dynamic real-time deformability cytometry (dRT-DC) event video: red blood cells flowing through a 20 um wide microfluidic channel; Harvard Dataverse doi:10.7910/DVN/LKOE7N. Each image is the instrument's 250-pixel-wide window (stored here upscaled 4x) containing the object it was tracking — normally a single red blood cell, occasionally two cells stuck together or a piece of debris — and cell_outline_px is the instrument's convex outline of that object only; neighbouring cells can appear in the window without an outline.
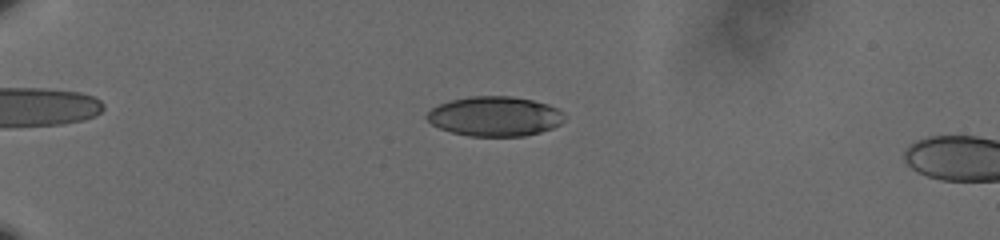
{"species": "human", "species_latin": "Homo sapiens", "temperature_condition": "cold", "stored_images_in_passage": 60, "camera_frame_rate_fps": 3000, "um_per_image_px": 0.085, "donor": {"sex": "male"}, "frame": {"image": 1, "passage_image": 17, "time_ms": 5.333, "image_size_px": [1000, 240], "cell_outline_px": [[564, 120], [560, 124], [552, 128], [540, 132], [524, 136], [468, 136], [452, 132], [440, 128], [432, 124], [424, 116], [432, 108], [440, 104], [452, 100], [472, 96], [512, 96], [532, 100], [548, 104], [556, 108], [560, 112]], "centroid_in_image_um": [42.04, 9.89], "position_along_channel_um": 43.0, "area_um2": 31.62}}
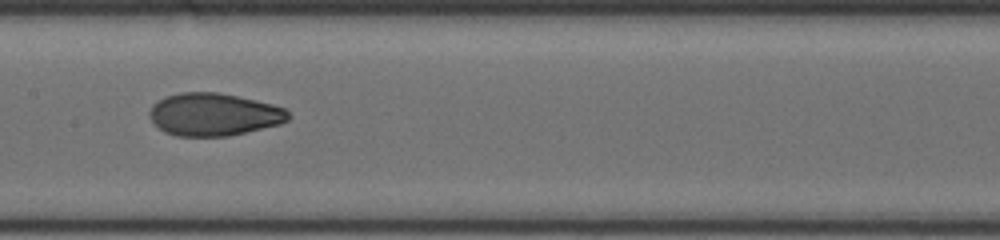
{"frame": {"image": 2, "passage_image": 34, "time_ms": 11.0, "image_size_px": [1000, 240], "cell_outline_px": [[292, 116], [288, 120], [280, 124], [228, 136], [176, 136], [164, 132], [148, 116], [148, 112], [152, 104], [164, 96], [180, 92], [220, 92], [256, 100], [272, 104], [284, 108]], "centroid_in_image_um": [18.15, 9.72], "position_along_channel_um": 189.2, "area_um2": 34.68}}
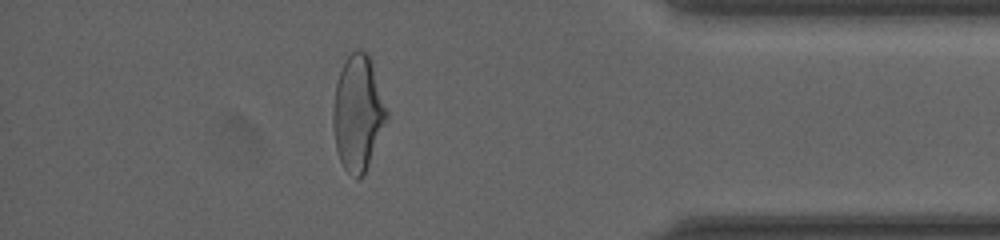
{"frame": {"image": 3, "passage_image": 54, "time_ms": 17.667, "image_size_px": [1000, 240], "cell_outline_px": [[388, 116], [368, 164], [364, 172], [356, 180], [344, 168], [340, 160], [336, 148], [332, 124], [332, 112], [336, 84], [344, 60], [356, 48], [360, 48], [368, 52], [388, 112]], "centroid_in_image_um": [30.4, 9.57], "position_along_channel_um": 404.8, "area_um2": 35.66}, "authors_computed_cell_mechanics": {"area_um2": 33.7263, "velocity_mm_per_s": 3.5937, "shape_relaxation_time_tau1_ms": 5.6518, "shape_relaxation_time_tau2_ms": 1.3971, "deformation_change_tau1": 0.1632, "deformation_change_tau2": 0.063}}